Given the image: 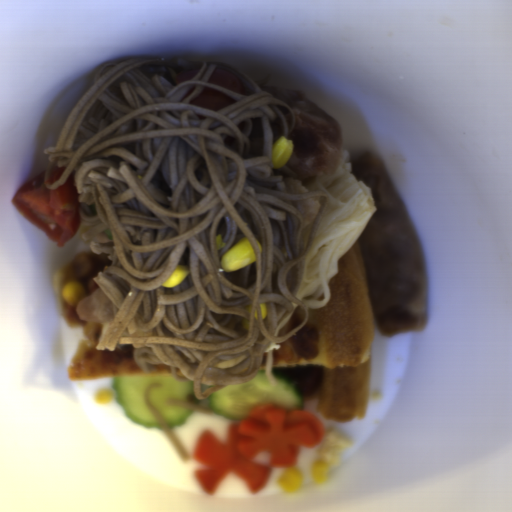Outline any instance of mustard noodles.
I'll list each match as a JSON object with an SVG mask.
<instances>
[{"label": "mustard noodles", "instance_id": "1", "mask_svg": "<svg viewBox=\"0 0 512 512\" xmlns=\"http://www.w3.org/2000/svg\"><path fill=\"white\" fill-rule=\"evenodd\" d=\"M195 69L177 86L175 75ZM217 69L236 76L241 94L207 81ZM204 86L236 103L214 113L192 104ZM295 122L292 106L223 60L124 58L95 74L44 150L49 189L75 170V234L111 260L78 304L80 317L103 327L97 348L131 347L142 373L170 366L193 383L170 404L191 413H216L211 395L261 371L273 384L278 344L310 316L295 295L327 195L290 191V178L272 168V147ZM56 165L67 167L50 182ZM247 237L256 263L220 269L223 253ZM179 264L188 278L160 287ZM258 304H267L262 321ZM300 306L303 322L277 335Z\"/></svg>", "mask_w": 512, "mask_h": 512}, {"label": "mustard noodles", "instance_id": "2", "mask_svg": "<svg viewBox=\"0 0 512 512\" xmlns=\"http://www.w3.org/2000/svg\"><path fill=\"white\" fill-rule=\"evenodd\" d=\"M160 383L152 382L148 385L145 393H144V402L147 408L150 410L156 425L157 429L165 436V438L170 442V444L178 451L180 457L182 459L189 460V454L186 447L183 445L180 440L178 434L175 431V428L172 427L167 420L152 406V404L148 400L150 387L155 386Z\"/></svg>", "mask_w": 512, "mask_h": 512}]
</instances>
